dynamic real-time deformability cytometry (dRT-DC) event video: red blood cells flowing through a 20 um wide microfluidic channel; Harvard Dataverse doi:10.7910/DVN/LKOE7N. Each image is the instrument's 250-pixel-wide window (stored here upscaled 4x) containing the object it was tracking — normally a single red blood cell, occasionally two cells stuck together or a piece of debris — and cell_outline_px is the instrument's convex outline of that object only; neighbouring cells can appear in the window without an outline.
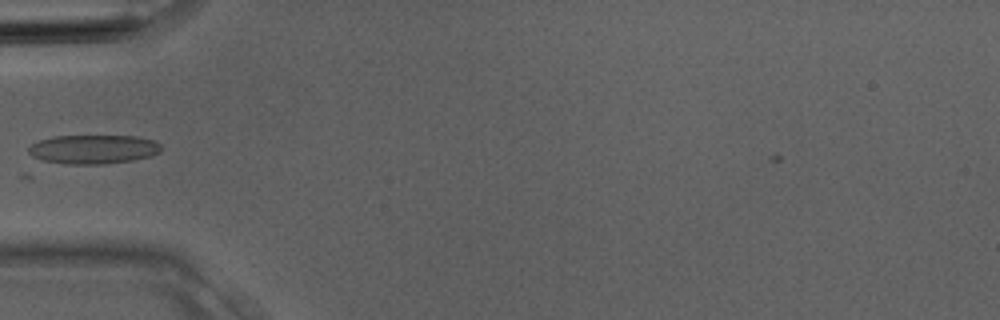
{"species": "Egyptian fruit bat (a non-hibernating species)", "species_latin": "Rousettus aegyptiacus", "temperature_condition": "room temperature", "stored_images_in_passage": 1, "camera_frame_rate_fps": 3000, "um_per_image_px": 0.085, "animal": {"sex": "male"}, "frame": {"image": 1, "passage_image": 1, "time_ms": 0.0, "image_size_px": [1000, 320], "cell_outline_px": [[160, 152], [152, 156], [132, 160], [100, 164], [68, 164], [44, 160], [32, 156], [28, 152], [28, 148], [32, 144], [40, 140], [52, 136], [136, 136], [152, 140], [160, 144]], "centroid_in_image_um": [7.93, 12.68], "position_along_channel_um": 77.1, "area_um2": 22.25}}